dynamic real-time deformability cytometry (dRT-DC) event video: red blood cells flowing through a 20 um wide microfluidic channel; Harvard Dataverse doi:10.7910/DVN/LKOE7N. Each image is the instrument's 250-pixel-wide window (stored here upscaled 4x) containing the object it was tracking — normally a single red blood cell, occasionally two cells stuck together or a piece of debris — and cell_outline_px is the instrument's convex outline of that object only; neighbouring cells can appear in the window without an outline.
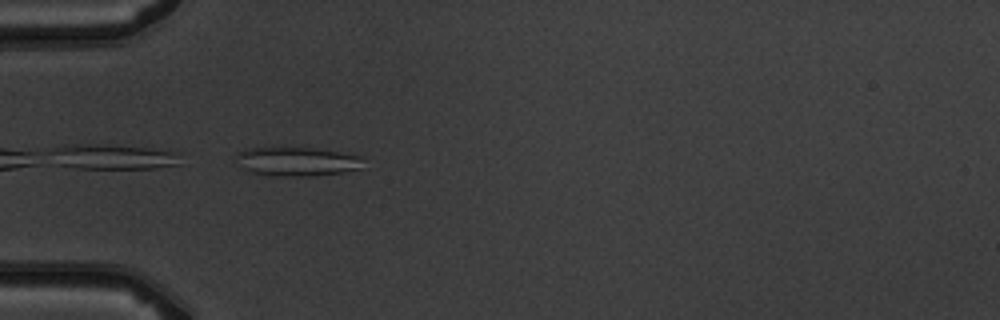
{"species": "common noctule bat (a hibernating species)", "species_latin": "Nyctalus noctula", "temperature_condition": "warm", "stored_images_in_passage": 5, "camera_frame_rate_fps": 3000, "um_per_image_px": 0.085, "animal": {"sex": "male", "body_mass_g": 19.5, "forearm_length_mm": 54.6}, "frame": {"image": 1, "passage_image": 4, "time_ms": 3.667, "image_size_px": [1000, 320], "cell_outline_px": [[364, 156], [360, 168], [344, 172], [312, 176], [276, 176], [252, 172], [244, 168], [236, 156], [236, 152], [248, 148], [316, 148]], "centroid_in_image_um": [25.29, 13.72], "position_along_channel_um": 59.7, "area_um2": 21.27}}